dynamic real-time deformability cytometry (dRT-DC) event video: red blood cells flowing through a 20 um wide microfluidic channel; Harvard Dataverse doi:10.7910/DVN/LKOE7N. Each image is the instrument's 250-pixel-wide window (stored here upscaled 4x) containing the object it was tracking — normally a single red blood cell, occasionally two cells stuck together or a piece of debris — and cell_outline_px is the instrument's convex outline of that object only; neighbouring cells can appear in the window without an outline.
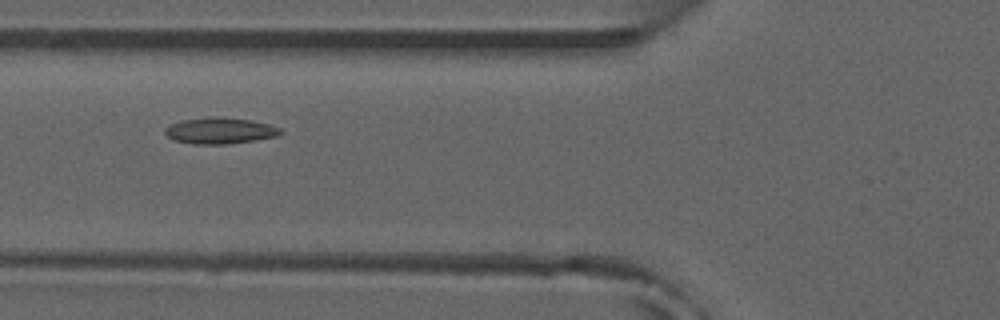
{"species": "common noctule bat (a hibernating species)", "species_latin": "Nyctalus noctula", "temperature_condition": "room temperature", "stored_images_in_passage": 16, "camera_frame_rate_fps": 3000, "um_per_image_px": 0.085, "animal": {"sex": "male", "forearm_length_mm": 52.5}, "frame": {"image": 1, "passage_image": 7, "time_ms": 2.0, "image_size_px": [1000, 320], "cell_outline_px": [[284, 132], [276, 136], [256, 140], [228, 144], [192, 144], [172, 140], [164, 132], [164, 128], [168, 124], [180, 120], [212, 116], [220, 116], [252, 120], [268, 124], [280, 128]], "centroid_in_image_um": [18.65, 11.1], "position_along_channel_um": 107.1, "area_um2": 17.98}}
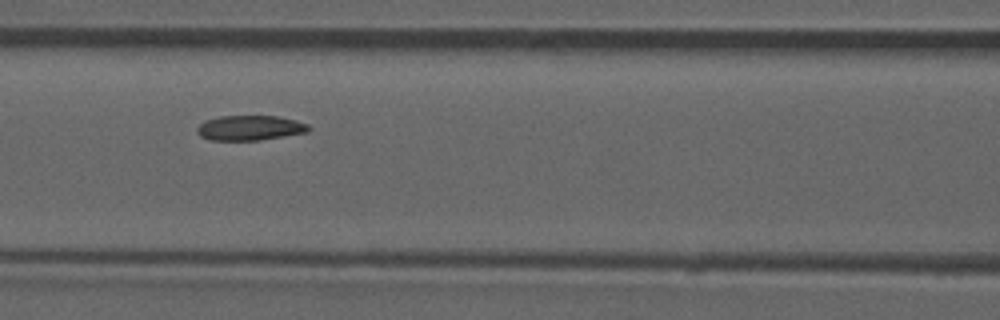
{"frame": {"image": 2, "passage_image": 10, "time_ms": 3.0, "image_size_px": [1000, 320], "cell_outline_px": [[312, 128], [308, 132], [260, 140], [212, 140], [200, 136], [196, 132], [196, 128], [204, 120], [220, 116], [276, 116], [296, 120], [308, 124]], "centroid_in_image_um": [21.24, 10.87], "position_along_channel_um": 145.4, "area_um2": 16.3}}